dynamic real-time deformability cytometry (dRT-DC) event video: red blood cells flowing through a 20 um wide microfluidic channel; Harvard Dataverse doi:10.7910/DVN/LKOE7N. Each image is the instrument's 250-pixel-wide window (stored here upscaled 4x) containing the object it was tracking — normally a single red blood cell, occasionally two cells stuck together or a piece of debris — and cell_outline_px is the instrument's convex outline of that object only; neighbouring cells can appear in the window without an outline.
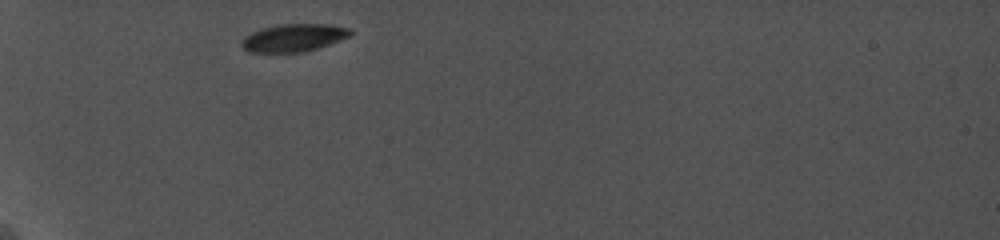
{"species": "common noctule bat (a hibernating species)", "species_latin": "Nyctalus noctula", "temperature_condition": "cold", "stored_images_in_passage": 8, "camera_frame_rate_fps": 5000, "um_per_image_px": 0.085, "animal": {"sex": "female", "body_mass_g": 19.0, "forearm_length_mm": 56.7}, "frame": {"image": 1, "passage_image": 1, "time_ms": 0.0, "image_size_px": [1000, 240], "cell_outline_px": [[352, 32], [348, 36], [340, 40], [304, 52], [248, 52], [240, 44], [240, 40], [244, 36], [260, 28], [280, 24], [332, 24], [352, 28]], "centroid_in_image_um": [24.93, 3.19], "position_along_channel_um": 60.1, "area_um2": 17.63}}
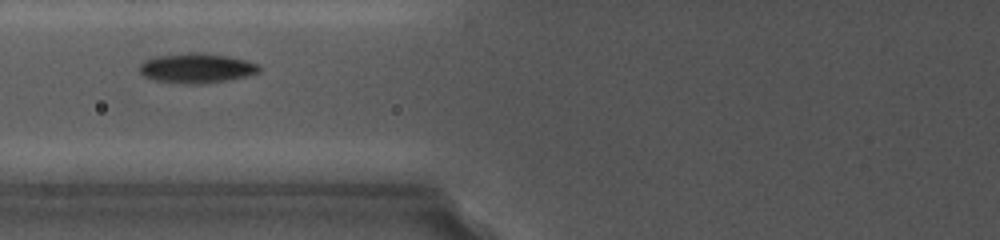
{"frame": {"image": 2, "passage_image": 3, "time_ms": 2.0, "image_size_px": [1000, 240], "cell_outline_px": [[260, 72], [248, 76], [200, 84], [184, 84], [156, 80], [144, 76], [140, 72], [140, 64], [144, 60], [156, 56], [192, 52], [224, 56], [244, 60], [260, 64]], "centroid_in_image_um": [16.7, 5.8], "position_along_channel_um": 109.1, "area_um2": 20.46}}
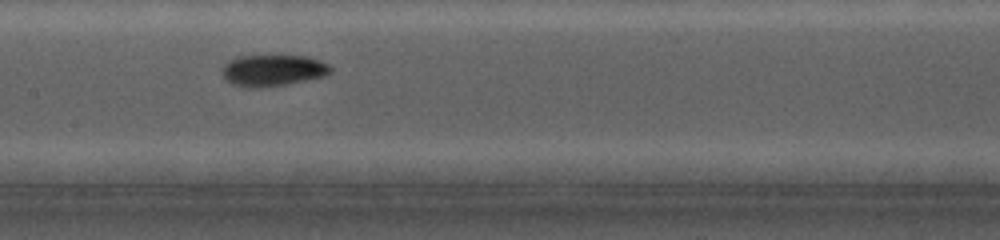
{"frame": {"image": 3, "passage_image": 5, "time_ms": 4.0, "image_size_px": [1000, 240], "cell_outline_px": [[332, 72], [324, 76], [284, 84], [260, 88], [244, 88], [232, 84], [224, 76], [224, 64], [228, 60], [236, 56], [304, 56], [320, 60], [328, 64], [332, 68]], "centroid_in_image_um": [23.19, 5.98], "position_along_channel_um": 184.2, "area_um2": 19.71}}